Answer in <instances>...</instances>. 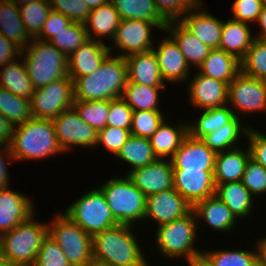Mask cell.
<instances>
[{"instance_id": "cell-40", "label": "cell", "mask_w": 266, "mask_h": 266, "mask_svg": "<svg viewBox=\"0 0 266 266\" xmlns=\"http://www.w3.org/2000/svg\"><path fill=\"white\" fill-rule=\"evenodd\" d=\"M0 113L12 126L25 123L33 118L30 99L19 97L1 86Z\"/></svg>"}, {"instance_id": "cell-60", "label": "cell", "mask_w": 266, "mask_h": 266, "mask_svg": "<svg viewBox=\"0 0 266 266\" xmlns=\"http://www.w3.org/2000/svg\"><path fill=\"white\" fill-rule=\"evenodd\" d=\"M109 1L110 0H84L90 11L108 3Z\"/></svg>"}, {"instance_id": "cell-23", "label": "cell", "mask_w": 266, "mask_h": 266, "mask_svg": "<svg viewBox=\"0 0 266 266\" xmlns=\"http://www.w3.org/2000/svg\"><path fill=\"white\" fill-rule=\"evenodd\" d=\"M193 211L197 218L198 229L201 222L205 221L212 230L225 234L235 230L234 227L236 228L238 222L226 204L215 195L196 203Z\"/></svg>"}, {"instance_id": "cell-17", "label": "cell", "mask_w": 266, "mask_h": 266, "mask_svg": "<svg viewBox=\"0 0 266 266\" xmlns=\"http://www.w3.org/2000/svg\"><path fill=\"white\" fill-rule=\"evenodd\" d=\"M125 175L145 197L174 188L171 160L156 159L153 163L130 171Z\"/></svg>"}, {"instance_id": "cell-38", "label": "cell", "mask_w": 266, "mask_h": 266, "mask_svg": "<svg viewBox=\"0 0 266 266\" xmlns=\"http://www.w3.org/2000/svg\"><path fill=\"white\" fill-rule=\"evenodd\" d=\"M161 90H165V87L144 86L127 81L121 98L133 111H161L158 105Z\"/></svg>"}, {"instance_id": "cell-55", "label": "cell", "mask_w": 266, "mask_h": 266, "mask_svg": "<svg viewBox=\"0 0 266 266\" xmlns=\"http://www.w3.org/2000/svg\"><path fill=\"white\" fill-rule=\"evenodd\" d=\"M22 49L0 34V67L21 57Z\"/></svg>"}, {"instance_id": "cell-5", "label": "cell", "mask_w": 266, "mask_h": 266, "mask_svg": "<svg viewBox=\"0 0 266 266\" xmlns=\"http://www.w3.org/2000/svg\"><path fill=\"white\" fill-rule=\"evenodd\" d=\"M34 217L0 236V254L9 265H35L42 242L48 236V223Z\"/></svg>"}, {"instance_id": "cell-52", "label": "cell", "mask_w": 266, "mask_h": 266, "mask_svg": "<svg viewBox=\"0 0 266 266\" xmlns=\"http://www.w3.org/2000/svg\"><path fill=\"white\" fill-rule=\"evenodd\" d=\"M262 7V0H234L231 6V19L250 25L257 22Z\"/></svg>"}, {"instance_id": "cell-31", "label": "cell", "mask_w": 266, "mask_h": 266, "mask_svg": "<svg viewBox=\"0 0 266 266\" xmlns=\"http://www.w3.org/2000/svg\"><path fill=\"white\" fill-rule=\"evenodd\" d=\"M198 69V72L204 76L230 84L241 72V64L236 57L222 49L214 48Z\"/></svg>"}, {"instance_id": "cell-59", "label": "cell", "mask_w": 266, "mask_h": 266, "mask_svg": "<svg viewBox=\"0 0 266 266\" xmlns=\"http://www.w3.org/2000/svg\"><path fill=\"white\" fill-rule=\"evenodd\" d=\"M258 240L257 244L259 247L260 265L266 266V236Z\"/></svg>"}, {"instance_id": "cell-29", "label": "cell", "mask_w": 266, "mask_h": 266, "mask_svg": "<svg viewBox=\"0 0 266 266\" xmlns=\"http://www.w3.org/2000/svg\"><path fill=\"white\" fill-rule=\"evenodd\" d=\"M120 20L119 14L111 1L91 10L85 23L89 39L105 43L103 39L106 37L112 41Z\"/></svg>"}, {"instance_id": "cell-18", "label": "cell", "mask_w": 266, "mask_h": 266, "mask_svg": "<svg viewBox=\"0 0 266 266\" xmlns=\"http://www.w3.org/2000/svg\"><path fill=\"white\" fill-rule=\"evenodd\" d=\"M188 82L190 104L200 110L219 108L228 104L229 84L195 72Z\"/></svg>"}, {"instance_id": "cell-10", "label": "cell", "mask_w": 266, "mask_h": 266, "mask_svg": "<svg viewBox=\"0 0 266 266\" xmlns=\"http://www.w3.org/2000/svg\"><path fill=\"white\" fill-rule=\"evenodd\" d=\"M31 101L33 118L53 120L74 103L73 80L69 76L35 89Z\"/></svg>"}, {"instance_id": "cell-47", "label": "cell", "mask_w": 266, "mask_h": 266, "mask_svg": "<svg viewBox=\"0 0 266 266\" xmlns=\"http://www.w3.org/2000/svg\"><path fill=\"white\" fill-rule=\"evenodd\" d=\"M53 11L59 12L73 23L85 24L90 14V9L84 0H49Z\"/></svg>"}, {"instance_id": "cell-9", "label": "cell", "mask_w": 266, "mask_h": 266, "mask_svg": "<svg viewBox=\"0 0 266 266\" xmlns=\"http://www.w3.org/2000/svg\"><path fill=\"white\" fill-rule=\"evenodd\" d=\"M63 213L92 237L120 224L114 218L100 188L87 191L68 205Z\"/></svg>"}, {"instance_id": "cell-26", "label": "cell", "mask_w": 266, "mask_h": 266, "mask_svg": "<svg viewBox=\"0 0 266 266\" xmlns=\"http://www.w3.org/2000/svg\"><path fill=\"white\" fill-rule=\"evenodd\" d=\"M158 126L149 138L153 153L157 159L171 160L176 150L188 135V125L184 121L180 124H168L167 120ZM174 124V125H172Z\"/></svg>"}, {"instance_id": "cell-54", "label": "cell", "mask_w": 266, "mask_h": 266, "mask_svg": "<svg viewBox=\"0 0 266 266\" xmlns=\"http://www.w3.org/2000/svg\"><path fill=\"white\" fill-rule=\"evenodd\" d=\"M246 138L251 158L266 169V134L249 127Z\"/></svg>"}, {"instance_id": "cell-65", "label": "cell", "mask_w": 266, "mask_h": 266, "mask_svg": "<svg viewBox=\"0 0 266 266\" xmlns=\"http://www.w3.org/2000/svg\"><path fill=\"white\" fill-rule=\"evenodd\" d=\"M263 6H266V0H262Z\"/></svg>"}, {"instance_id": "cell-41", "label": "cell", "mask_w": 266, "mask_h": 266, "mask_svg": "<svg viewBox=\"0 0 266 266\" xmlns=\"http://www.w3.org/2000/svg\"><path fill=\"white\" fill-rule=\"evenodd\" d=\"M240 64L245 75L266 81V41L255 38Z\"/></svg>"}, {"instance_id": "cell-32", "label": "cell", "mask_w": 266, "mask_h": 266, "mask_svg": "<svg viewBox=\"0 0 266 266\" xmlns=\"http://www.w3.org/2000/svg\"><path fill=\"white\" fill-rule=\"evenodd\" d=\"M0 34L21 49L32 41L22 22L20 8L11 0H0Z\"/></svg>"}, {"instance_id": "cell-36", "label": "cell", "mask_w": 266, "mask_h": 266, "mask_svg": "<svg viewBox=\"0 0 266 266\" xmlns=\"http://www.w3.org/2000/svg\"><path fill=\"white\" fill-rule=\"evenodd\" d=\"M252 250H203L201 257L211 266H261L257 242Z\"/></svg>"}, {"instance_id": "cell-11", "label": "cell", "mask_w": 266, "mask_h": 266, "mask_svg": "<svg viewBox=\"0 0 266 266\" xmlns=\"http://www.w3.org/2000/svg\"><path fill=\"white\" fill-rule=\"evenodd\" d=\"M227 105L239 118L240 113L266 112V81L240 72L229 84Z\"/></svg>"}, {"instance_id": "cell-63", "label": "cell", "mask_w": 266, "mask_h": 266, "mask_svg": "<svg viewBox=\"0 0 266 266\" xmlns=\"http://www.w3.org/2000/svg\"><path fill=\"white\" fill-rule=\"evenodd\" d=\"M8 265L9 264L7 263V261L0 254V266H8Z\"/></svg>"}, {"instance_id": "cell-58", "label": "cell", "mask_w": 266, "mask_h": 266, "mask_svg": "<svg viewBox=\"0 0 266 266\" xmlns=\"http://www.w3.org/2000/svg\"><path fill=\"white\" fill-rule=\"evenodd\" d=\"M256 23H258L260 30L257 32L258 34L255 33V38L266 41V6L262 7Z\"/></svg>"}, {"instance_id": "cell-42", "label": "cell", "mask_w": 266, "mask_h": 266, "mask_svg": "<svg viewBox=\"0 0 266 266\" xmlns=\"http://www.w3.org/2000/svg\"><path fill=\"white\" fill-rule=\"evenodd\" d=\"M19 8L26 31L32 39L36 38L40 34L44 22L52 10L49 0L34 1Z\"/></svg>"}, {"instance_id": "cell-30", "label": "cell", "mask_w": 266, "mask_h": 266, "mask_svg": "<svg viewBox=\"0 0 266 266\" xmlns=\"http://www.w3.org/2000/svg\"><path fill=\"white\" fill-rule=\"evenodd\" d=\"M165 31L177 42L191 69L192 66L198 69L209 55L211 48L200 42L179 21L168 22Z\"/></svg>"}, {"instance_id": "cell-62", "label": "cell", "mask_w": 266, "mask_h": 266, "mask_svg": "<svg viewBox=\"0 0 266 266\" xmlns=\"http://www.w3.org/2000/svg\"><path fill=\"white\" fill-rule=\"evenodd\" d=\"M11 1L14 2L18 7H20L38 0H11Z\"/></svg>"}, {"instance_id": "cell-16", "label": "cell", "mask_w": 266, "mask_h": 266, "mask_svg": "<svg viewBox=\"0 0 266 266\" xmlns=\"http://www.w3.org/2000/svg\"><path fill=\"white\" fill-rule=\"evenodd\" d=\"M214 170L173 169L174 189L193 207L215 195Z\"/></svg>"}, {"instance_id": "cell-3", "label": "cell", "mask_w": 266, "mask_h": 266, "mask_svg": "<svg viewBox=\"0 0 266 266\" xmlns=\"http://www.w3.org/2000/svg\"><path fill=\"white\" fill-rule=\"evenodd\" d=\"M14 161L41 160L65 153L58 143L53 120L32 118L13 126L9 145Z\"/></svg>"}, {"instance_id": "cell-4", "label": "cell", "mask_w": 266, "mask_h": 266, "mask_svg": "<svg viewBox=\"0 0 266 266\" xmlns=\"http://www.w3.org/2000/svg\"><path fill=\"white\" fill-rule=\"evenodd\" d=\"M198 222L192 210L185 217L157 226L155 231V248L158 254L168 260L184 258L187 264L202 254V249L195 245Z\"/></svg>"}, {"instance_id": "cell-57", "label": "cell", "mask_w": 266, "mask_h": 266, "mask_svg": "<svg viewBox=\"0 0 266 266\" xmlns=\"http://www.w3.org/2000/svg\"><path fill=\"white\" fill-rule=\"evenodd\" d=\"M12 131V124L0 113V146L10 145Z\"/></svg>"}, {"instance_id": "cell-46", "label": "cell", "mask_w": 266, "mask_h": 266, "mask_svg": "<svg viewBox=\"0 0 266 266\" xmlns=\"http://www.w3.org/2000/svg\"><path fill=\"white\" fill-rule=\"evenodd\" d=\"M242 183L255 199L259 195H266V169L250 157L243 173Z\"/></svg>"}, {"instance_id": "cell-39", "label": "cell", "mask_w": 266, "mask_h": 266, "mask_svg": "<svg viewBox=\"0 0 266 266\" xmlns=\"http://www.w3.org/2000/svg\"><path fill=\"white\" fill-rule=\"evenodd\" d=\"M116 157L131 166L127 174L130 171L149 165L157 159L153 153L150 140L133 135L128 138Z\"/></svg>"}, {"instance_id": "cell-8", "label": "cell", "mask_w": 266, "mask_h": 266, "mask_svg": "<svg viewBox=\"0 0 266 266\" xmlns=\"http://www.w3.org/2000/svg\"><path fill=\"white\" fill-rule=\"evenodd\" d=\"M48 236L63 250L71 266H89L93 263L92 236L62 211L54 214V219L48 223Z\"/></svg>"}, {"instance_id": "cell-37", "label": "cell", "mask_w": 266, "mask_h": 266, "mask_svg": "<svg viewBox=\"0 0 266 266\" xmlns=\"http://www.w3.org/2000/svg\"><path fill=\"white\" fill-rule=\"evenodd\" d=\"M0 67V86L11 93L31 99L34 92L22 58Z\"/></svg>"}, {"instance_id": "cell-27", "label": "cell", "mask_w": 266, "mask_h": 266, "mask_svg": "<svg viewBox=\"0 0 266 266\" xmlns=\"http://www.w3.org/2000/svg\"><path fill=\"white\" fill-rule=\"evenodd\" d=\"M223 20L219 49L241 61L250 48L255 35L251 34V25L228 18Z\"/></svg>"}, {"instance_id": "cell-35", "label": "cell", "mask_w": 266, "mask_h": 266, "mask_svg": "<svg viewBox=\"0 0 266 266\" xmlns=\"http://www.w3.org/2000/svg\"><path fill=\"white\" fill-rule=\"evenodd\" d=\"M202 111L199 118L197 116L193 122H187L188 134L195 139H202L206 135L212 134L235 117V113L228 105Z\"/></svg>"}, {"instance_id": "cell-50", "label": "cell", "mask_w": 266, "mask_h": 266, "mask_svg": "<svg viewBox=\"0 0 266 266\" xmlns=\"http://www.w3.org/2000/svg\"><path fill=\"white\" fill-rule=\"evenodd\" d=\"M200 0H154L161 16L167 21H179Z\"/></svg>"}, {"instance_id": "cell-53", "label": "cell", "mask_w": 266, "mask_h": 266, "mask_svg": "<svg viewBox=\"0 0 266 266\" xmlns=\"http://www.w3.org/2000/svg\"><path fill=\"white\" fill-rule=\"evenodd\" d=\"M71 23L72 21L63 14L51 10L43 24L40 34L36 38L49 42L58 33L65 30Z\"/></svg>"}, {"instance_id": "cell-13", "label": "cell", "mask_w": 266, "mask_h": 266, "mask_svg": "<svg viewBox=\"0 0 266 266\" xmlns=\"http://www.w3.org/2000/svg\"><path fill=\"white\" fill-rule=\"evenodd\" d=\"M58 143L64 152L72 146L96 147L97 132L72 107L53 119Z\"/></svg>"}, {"instance_id": "cell-24", "label": "cell", "mask_w": 266, "mask_h": 266, "mask_svg": "<svg viewBox=\"0 0 266 266\" xmlns=\"http://www.w3.org/2000/svg\"><path fill=\"white\" fill-rule=\"evenodd\" d=\"M125 60L129 82L151 87H166L153 50L131 54L125 57Z\"/></svg>"}, {"instance_id": "cell-6", "label": "cell", "mask_w": 266, "mask_h": 266, "mask_svg": "<svg viewBox=\"0 0 266 266\" xmlns=\"http://www.w3.org/2000/svg\"><path fill=\"white\" fill-rule=\"evenodd\" d=\"M21 58L34 90L68 76V57L50 42L33 38Z\"/></svg>"}, {"instance_id": "cell-56", "label": "cell", "mask_w": 266, "mask_h": 266, "mask_svg": "<svg viewBox=\"0 0 266 266\" xmlns=\"http://www.w3.org/2000/svg\"><path fill=\"white\" fill-rule=\"evenodd\" d=\"M6 161L9 164L14 162L9 146H0V190L10 186V176Z\"/></svg>"}, {"instance_id": "cell-7", "label": "cell", "mask_w": 266, "mask_h": 266, "mask_svg": "<svg viewBox=\"0 0 266 266\" xmlns=\"http://www.w3.org/2000/svg\"><path fill=\"white\" fill-rule=\"evenodd\" d=\"M105 195L114 218L120 224L143 221L146 197L126 176L110 178L99 187Z\"/></svg>"}, {"instance_id": "cell-20", "label": "cell", "mask_w": 266, "mask_h": 266, "mask_svg": "<svg viewBox=\"0 0 266 266\" xmlns=\"http://www.w3.org/2000/svg\"><path fill=\"white\" fill-rule=\"evenodd\" d=\"M33 200L10 187L0 190V236L27 221L36 208Z\"/></svg>"}, {"instance_id": "cell-15", "label": "cell", "mask_w": 266, "mask_h": 266, "mask_svg": "<svg viewBox=\"0 0 266 266\" xmlns=\"http://www.w3.org/2000/svg\"><path fill=\"white\" fill-rule=\"evenodd\" d=\"M164 33H167L166 38L157 44L158 47L154 45L152 48L158 60L162 79L165 84L167 82L170 84L185 82L191 78L192 69L187 64L185 56L174 38L168 32Z\"/></svg>"}, {"instance_id": "cell-19", "label": "cell", "mask_w": 266, "mask_h": 266, "mask_svg": "<svg viewBox=\"0 0 266 266\" xmlns=\"http://www.w3.org/2000/svg\"><path fill=\"white\" fill-rule=\"evenodd\" d=\"M203 7L204 2L200 0L179 22L206 46L219 48L223 21Z\"/></svg>"}, {"instance_id": "cell-45", "label": "cell", "mask_w": 266, "mask_h": 266, "mask_svg": "<svg viewBox=\"0 0 266 266\" xmlns=\"http://www.w3.org/2000/svg\"><path fill=\"white\" fill-rule=\"evenodd\" d=\"M165 118L162 111H133L131 135L149 139Z\"/></svg>"}, {"instance_id": "cell-33", "label": "cell", "mask_w": 266, "mask_h": 266, "mask_svg": "<svg viewBox=\"0 0 266 266\" xmlns=\"http://www.w3.org/2000/svg\"><path fill=\"white\" fill-rule=\"evenodd\" d=\"M242 120V118L235 116L225 126L215 130L212 134L206 135L201 140L215 153L239 147V140L242 141V137H247L250 127L248 124L243 123Z\"/></svg>"}, {"instance_id": "cell-51", "label": "cell", "mask_w": 266, "mask_h": 266, "mask_svg": "<svg viewBox=\"0 0 266 266\" xmlns=\"http://www.w3.org/2000/svg\"><path fill=\"white\" fill-rule=\"evenodd\" d=\"M133 110L122 98L109 100L107 126L130 130Z\"/></svg>"}, {"instance_id": "cell-49", "label": "cell", "mask_w": 266, "mask_h": 266, "mask_svg": "<svg viewBox=\"0 0 266 266\" xmlns=\"http://www.w3.org/2000/svg\"><path fill=\"white\" fill-rule=\"evenodd\" d=\"M34 266H71L59 245L47 236L38 251Z\"/></svg>"}, {"instance_id": "cell-43", "label": "cell", "mask_w": 266, "mask_h": 266, "mask_svg": "<svg viewBox=\"0 0 266 266\" xmlns=\"http://www.w3.org/2000/svg\"><path fill=\"white\" fill-rule=\"evenodd\" d=\"M80 118L91 125L96 132L107 126L109 100L74 101L72 106Z\"/></svg>"}, {"instance_id": "cell-22", "label": "cell", "mask_w": 266, "mask_h": 266, "mask_svg": "<svg viewBox=\"0 0 266 266\" xmlns=\"http://www.w3.org/2000/svg\"><path fill=\"white\" fill-rule=\"evenodd\" d=\"M216 153L189 134L171 159L173 169L214 170Z\"/></svg>"}, {"instance_id": "cell-48", "label": "cell", "mask_w": 266, "mask_h": 266, "mask_svg": "<svg viewBox=\"0 0 266 266\" xmlns=\"http://www.w3.org/2000/svg\"><path fill=\"white\" fill-rule=\"evenodd\" d=\"M130 136L131 131L128 129L106 126L97 132L96 147L102 145L116 156Z\"/></svg>"}, {"instance_id": "cell-2", "label": "cell", "mask_w": 266, "mask_h": 266, "mask_svg": "<svg viewBox=\"0 0 266 266\" xmlns=\"http://www.w3.org/2000/svg\"><path fill=\"white\" fill-rule=\"evenodd\" d=\"M128 81L124 57L109 55L92 74L73 81L74 101H99L121 98Z\"/></svg>"}, {"instance_id": "cell-14", "label": "cell", "mask_w": 266, "mask_h": 266, "mask_svg": "<svg viewBox=\"0 0 266 266\" xmlns=\"http://www.w3.org/2000/svg\"><path fill=\"white\" fill-rule=\"evenodd\" d=\"M193 210L191 204L174 188L146 197L145 219L156 226L185 217Z\"/></svg>"}, {"instance_id": "cell-1", "label": "cell", "mask_w": 266, "mask_h": 266, "mask_svg": "<svg viewBox=\"0 0 266 266\" xmlns=\"http://www.w3.org/2000/svg\"><path fill=\"white\" fill-rule=\"evenodd\" d=\"M132 229L133 225L118 224L94 235L93 262L105 266H150Z\"/></svg>"}, {"instance_id": "cell-64", "label": "cell", "mask_w": 266, "mask_h": 266, "mask_svg": "<svg viewBox=\"0 0 266 266\" xmlns=\"http://www.w3.org/2000/svg\"><path fill=\"white\" fill-rule=\"evenodd\" d=\"M89 266H105V265H101V264H98L96 262H93L92 264H90Z\"/></svg>"}, {"instance_id": "cell-28", "label": "cell", "mask_w": 266, "mask_h": 266, "mask_svg": "<svg viewBox=\"0 0 266 266\" xmlns=\"http://www.w3.org/2000/svg\"><path fill=\"white\" fill-rule=\"evenodd\" d=\"M215 186V196L226 204L238 221L240 218L245 220V217L251 215L255 207L253 203H256L255 197L242 181L215 184Z\"/></svg>"}, {"instance_id": "cell-25", "label": "cell", "mask_w": 266, "mask_h": 266, "mask_svg": "<svg viewBox=\"0 0 266 266\" xmlns=\"http://www.w3.org/2000/svg\"><path fill=\"white\" fill-rule=\"evenodd\" d=\"M251 157L248 145L216 153L213 179L215 184L242 181L246 164Z\"/></svg>"}, {"instance_id": "cell-34", "label": "cell", "mask_w": 266, "mask_h": 266, "mask_svg": "<svg viewBox=\"0 0 266 266\" xmlns=\"http://www.w3.org/2000/svg\"><path fill=\"white\" fill-rule=\"evenodd\" d=\"M121 20L137 19L155 23L165 31L168 22L159 13L154 0H110Z\"/></svg>"}, {"instance_id": "cell-61", "label": "cell", "mask_w": 266, "mask_h": 266, "mask_svg": "<svg viewBox=\"0 0 266 266\" xmlns=\"http://www.w3.org/2000/svg\"><path fill=\"white\" fill-rule=\"evenodd\" d=\"M188 266H211L201 256L197 257L194 261L188 264Z\"/></svg>"}, {"instance_id": "cell-21", "label": "cell", "mask_w": 266, "mask_h": 266, "mask_svg": "<svg viewBox=\"0 0 266 266\" xmlns=\"http://www.w3.org/2000/svg\"><path fill=\"white\" fill-rule=\"evenodd\" d=\"M110 54L105 43L87 40L68 56V76L74 81L78 77L92 74Z\"/></svg>"}, {"instance_id": "cell-44", "label": "cell", "mask_w": 266, "mask_h": 266, "mask_svg": "<svg viewBox=\"0 0 266 266\" xmlns=\"http://www.w3.org/2000/svg\"><path fill=\"white\" fill-rule=\"evenodd\" d=\"M89 40L85 24L71 23L49 42L67 57Z\"/></svg>"}, {"instance_id": "cell-12", "label": "cell", "mask_w": 266, "mask_h": 266, "mask_svg": "<svg viewBox=\"0 0 266 266\" xmlns=\"http://www.w3.org/2000/svg\"><path fill=\"white\" fill-rule=\"evenodd\" d=\"M156 28L161 30L155 23L146 20H120L112 40L113 45L108 46L111 54L114 46L119 52L115 55L124 58L131 54L152 50L154 42L151 30Z\"/></svg>"}]
</instances>
